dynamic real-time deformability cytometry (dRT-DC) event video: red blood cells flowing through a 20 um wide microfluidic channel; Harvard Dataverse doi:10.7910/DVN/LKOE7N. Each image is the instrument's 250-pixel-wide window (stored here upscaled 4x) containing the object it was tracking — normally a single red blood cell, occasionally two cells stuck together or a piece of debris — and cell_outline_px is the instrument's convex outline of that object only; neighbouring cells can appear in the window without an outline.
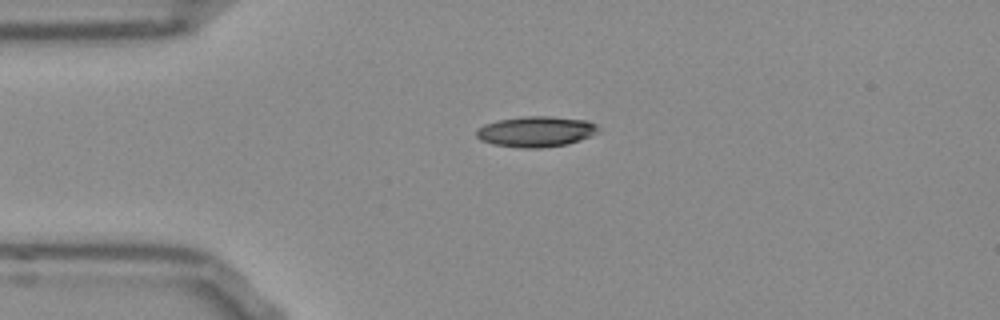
{"species": "Egyptian fruit bat (a non-hibernating species)", "species_latin": "Rousettus aegyptiacus", "temperature_condition": "room temperature", "stored_images_in_passage": 42, "camera_frame_rate_fps": 3000, "um_per_image_px": 0.085, "frame": {"image": 1, "passage_image": 1, "time_ms": 0.0, "image_size_px": [1000, 320], "cell_outline_px": [[600, 128], [592, 136], [568, 144], [540, 148], [520, 148], [492, 144], [480, 140], [476, 136], [476, 128], [484, 124], [496, 120], [524, 116], [552, 116], [588, 120], [596, 124]], "centroid_in_image_um": [45.55, 11.18], "position_along_channel_um": 39.5, "area_um2": 22.08}}
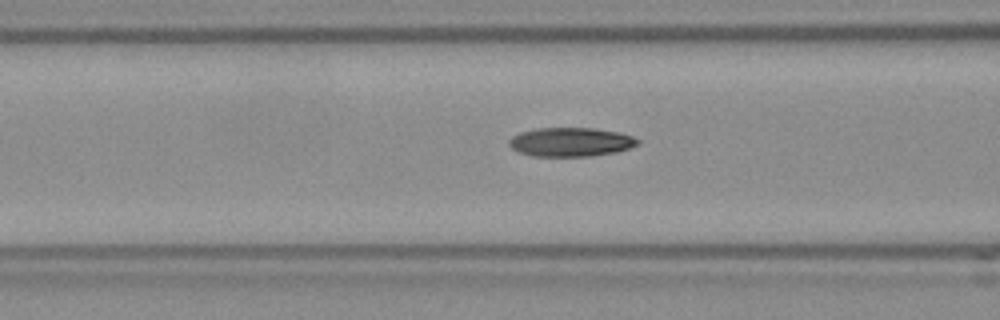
{"frame": {"image": 2, "passage_image": 9, "time_ms": 2.667, "image_size_px": [1000, 320], "cell_outline_px": [[640, 144], [616, 152], [592, 156], [532, 156], [520, 152], [512, 148], [508, 144], [508, 140], [512, 136], [520, 132], [536, 128], [592, 128], [620, 132], [632, 136], [640, 140]], "centroid_in_image_um": [48.52, 12.07], "position_along_channel_um": 118.1, "area_um2": 21.79}}
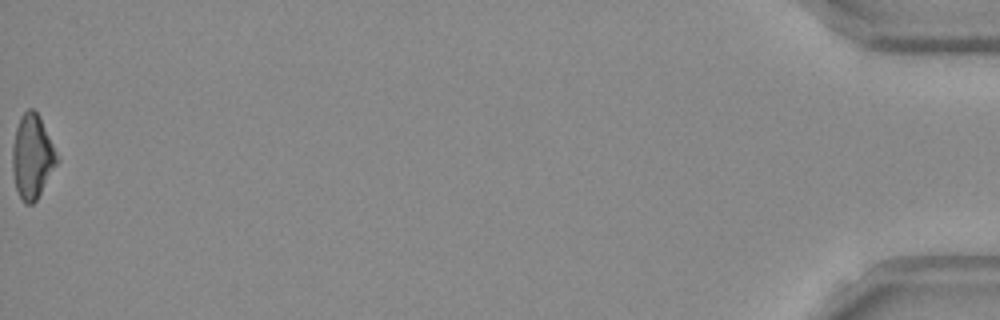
{"frame": {"image": 3, "passage_image": 42, "time_ms": 13.667, "image_size_px": [1000, 320], "cell_outline_px": [[60, 160], [36, 200], [32, 204], [24, 204], [16, 188], [12, 172], [12, 144], [16, 128], [20, 116], [28, 108], [32, 108], [40, 116]], "centroid_in_image_um": [2.74, 13.3], "position_along_channel_um": 432.5, "area_um2": 21.91}, "authors_computed_cell_mechanics": {"area_um2": 21.7906, "velocity_mm_per_s": 3.8264, "shape_relaxation_time_tau1_ms": 5.2088, "shape_relaxation_time_tau2_ms": 3.3654, "deformation_change_tau1": 0.1732, "deformation_change_tau2": 0.0946}}